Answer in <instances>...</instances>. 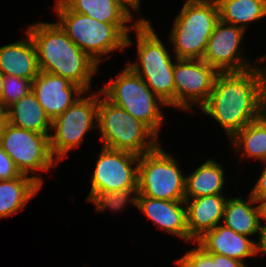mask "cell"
Wrapping results in <instances>:
<instances>
[{
    "label": "cell",
    "instance_id": "obj_1",
    "mask_svg": "<svg viewBox=\"0 0 266 267\" xmlns=\"http://www.w3.org/2000/svg\"><path fill=\"white\" fill-rule=\"evenodd\" d=\"M266 65L240 72H219L207 102L199 109L231 139L265 113Z\"/></svg>",
    "mask_w": 266,
    "mask_h": 267
},
{
    "label": "cell",
    "instance_id": "obj_2",
    "mask_svg": "<svg viewBox=\"0 0 266 267\" xmlns=\"http://www.w3.org/2000/svg\"><path fill=\"white\" fill-rule=\"evenodd\" d=\"M27 31L36 48L40 71L68 79L85 92L98 72V64L84 53L57 22H40L28 25Z\"/></svg>",
    "mask_w": 266,
    "mask_h": 267
},
{
    "label": "cell",
    "instance_id": "obj_3",
    "mask_svg": "<svg viewBox=\"0 0 266 267\" xmlns=\"http://www.w3.org/2000/svg\"><path fill=\"white\" fill-rule=\"evenodd\" d=\"M54 11L59 26L71 41L98 65L115 50L123 51L132 45L131 30L136 24L112 25L87 15L71 11L61 0H55ZM104 57V58H103Z\"/></svg>",
    "mask_w": 266,
    "mask_h": 267
},
{
    "label": "cell",
    "instance_id": "obj_4",
    "mask_svg": "<svg viewBox=\"0 0 266 267\" xmlns=\"http://www.w3.org/2000/svg\"><path fill=\"white\" fill-rule=\"evenodd\" d=\"M97 129L103 147L143 155L159 146V136L145 123L109 101L99 89Z\"/></svg>",
    "mask_w": 266,
    "mask_h": 267
},
{
    "label": "cell",
    "instance_id": "obj_5",
    "mask_svg": "<svg viewBox=\"0 0 266 267\" xmlns=\"http://www.w3.org/2000/svg\"><path fill=\"white\" fill-rule=\"evenodd\" d=\"M219 20L216 0H186L174 18L169 34L177 59H202Z\"/></svg>",
    "mask_w": 266,
    "mask_h": 267
},
{
    "label": "cell",
    "instance_id": "obj_6",
    "mask_svg": "<svg viewBox=\"0 0 266 267\" xmlns=\"http://www.w3.org/2000/svg\"><path fill=\"white\" fill-rule=\"evenodd\" d=\"M103 96L148 125L158 136L163 123L162 108L168 107L127 65L100 88Z\"/></svg>",
    "mask_w": 266,
    "mask_h": 267
},
{
    "label": "cell",
    "instance_id": "obj_7",
    "mask_svg": "<svg viewBox=\"0 0 266 267\" xmlns=\"http://www.w3.org/2000/svg\"><path fill=\"white\" fill-rule=\"evenodd\" d=\"M186 175L176 157L161 145L139 156L138 196L168 201H185Z\"/></svg>",
    "mask_w": 266,
    "mask_h": 267
},
{
    "label": "cell",
    "instance_id": "obj_8",
    "mask_svg": "<svg viewBox=\"0 0 266 267\" xmlns=\"http://www.w3.org/2000/svg\"><path fill=\"white\" fill-rule=\"evenodd\" d=\"M98 102L99 91L92 95L87 91L51 121L50 149L59 163L82 145L85 134L97 130Z\"/></svg>",
    "mask_w": 266,
    "mask_h": 267
},
{
    "label": "cell",
    "instance_id": "obj_9",
    "mask_svg": "<svg viewBox=\"0 0 266 267\" xmlns=\"http://www.w3.org/2000/svg\"><path fill=\"white\" fill-rule=\"evenodd\" d=\"M0 145L12 158L21 174L28 175L43 186L36 172H48L59 162L50 149L49 136L16 127L8 122L0 128ZM30 174V175H29Z\"/></svg>",
    "mask_w": 266,
    "mask_h": 267
},
{
    "label": "cell",
    "instance_id": "obj_10",
    "mask_svg": "<svg viewBox=\"0 0 266 267\" xmlns=\"http://www.w3.org/2000/svg\"><path fill=\"white\" fill-rule=\"evenodd\" d=\"M218 73L202 59H176L175 108L184 112H193V107L200 109L207 102Z\"/></svg>",
    "mask_w": 266,
    "mask_h": 267
},
{
    "label": "cell",
    "instance_id": "obj_11",
    "mask_svg": "<svg viewBox=\"0 0 266 267\" xmlns=\"http://www.w3.org/2000/svg\"><path fill=\"white\" fill-rule=\"evenodd\" d=\"M245 30L220 19L208 40L202 60L218 72H240L264 64L263 55L251 63L242 51ZM241 45V46H240ZM241 47V48H240Z\"/></svg>",
    "mask_w": 266,
    "mask_h": 267
},
{
    "label": "cell",
    "instance_id": "obj_12",
    "mask_svg": "<svg viewBox=\"0 0 266 267\" xmlns=\"http://www.w3.org/2000/svg\"><path fill=\"white\" fill-rule=\"evenodd\" d=\"M138 164L139 155L102 146L89 193L138 188Z\"/></svg>",
    "mask_w": 266,
    "mask_h": 267
},
{
    "label": "cell",
    "instance_id": "obj_13",
    "mask_svg": "<svg viewBox=\"0 0 266 267\" xmlns=\"http://www.w3.org/2000/svg\"><path fill=\"white\" fill-rule=\"evenodd\" d=\"M32 92L51 121L85 93L68 79L43 71L32 81Z\"/></svg>",
    "mask_w": 266,
    "mask_h": 267
},
{
    "label": "cell",
    "instance_id": "obj_14",
    "mask_svg": "<svg viewBox=\"0 0 266 267\" xmlns=\"http://www.w3.org/2000/svg\"><path fill=\"white\" fill-rule=\"evenodd\" d=\"M132 31L136 35L137 61L126 63L131 70L174 69L177 58L167 50L150 20L141 19Z\"/></svg>",
    "mask_w": 266,
    "mask_h": 267
},
{
    "label": "cell",
    "instance_id": "obj_15",
    "mask_svg": "<svg viewBox=\"0 0 266 267\" xmlns=\"http://www.w3.org/2000/svg\"><path fill=\"white\" fill-rule=\"evenodd\" d=\"M142 214L169 235L189 242L185 201H168L138 196L137 207Z\"/></svg>",
    "mask_w": 266,
    "mask_h": 267
},
{
    "label": "cell",
    "instance_id": "obj_16",
    "mask_svg": "<svg viewBox=\"0 0 266 267\" xmlns=\"http://www.w3.org/2000/svg\"><path fill=\"white\" fill-rule=\"evenodd\" d=\"M208 253H216L243 262L256 256L255 240L238 234L232 229L218 224L214 229L206 231L195 241Z\"/></svg>",
    "mask_w": 266,
    "mask_h": 267
},
{
    "label": "cell",
    "instance_id": "obj_17",
    "mask_svg": "<svg viewBox=\"0 0 266 267\" xmlns=\"http://www.w3.org/2000/svg\"><path fill=\"white\" fill-rule=\"evenodd\" d=\"M227 199L225 194L185 198L189 242L194 243L206 231L222 223Z\"/></svg>",
    "mask_w": 266,
    "mask_h": 267
},
{
    "label": "cell",
    "instance_id": "obj_18",
    "mask_svg": "<svg viewBox=\"0 0 266 267\" xmlns=\"http://www.w3.org/2000/svg\"><path fill=\"white\" fill-rule=\"evenodd\" d=\"M23 39L0 47V71L30 82L39 74L37 53L30 34Z\"/></svg>",
    "mask_w": 266,
    "mask_h": 267
},
{
    "label": "cell",
    "instance_id": "obj_19",
    "mask_svg": "<svg viewBox=\"0 0 266 267\" xmlns=\"http://www.w3.org/2000/svg\"><path fill=\"white\" fill-rule=\"evenodd\" d=\"M247 200L228 197L222 225L238 234L252 238L258 236L263 219V207L249 194Z\"/></svg>",
    "mask_w": 266,
    "mask_h": 267
},
{
    "label": "cell",
    "instance_id": "obj_20",
    "mask_svg": "<svg viewBox=\"0 0 266 267\" xmlns=\"http://www.w3.org/2000/svg\"><path fill=\"white\" fill-rule=\"evenodd\" d=\"M71 11L94 18L100 22L112 25L137 24L141 17L125 5L121 0H61ZM135 21V22H134ZM134 22V23H133ZM129 23V24H128Z\"/></svg>",
    "mask_w": 266,
    "mask_h": 267
},
{
    "label": "cell",
    "instance_id": "obj_21",
    "mask_svg": "<svg viewBox=\"0 0 266 267\" xmlns=\"http://www.w3.org/2000/svg\"><path fill=\"white\" fill-rule=\"evenodd\" d=\"M224 166L214 159L205 160L191 174L186 175L185 198H197L215 194H226Z\"/></svg>",
    "mask_w": 266,
    "mask_h": 267
},
{
    "label": "cell",
    "instance_id": "obj_22",
    "mask_svg": "<svg viewBox=\"0 0 266 267\" xmlns=\"http://www.w3.org/2000/svg\"><path fill=\"white\" fill-rule=\"evenodd\" d=\"M7 122L26 130L50 135L51 120L32 90L7 108Z\"/></svg>",
    "mask_w": 266,
    "mask_h": 267
},
{
    "label": "cell",
    "instance_id": "obj_23",
    "mask_svg": "<svg viewBox=\"0 0 266 267\" xmlns=\"http://www.w3.org/2000/svg\"><path fill=\"white\" fill-rule=\"evenodd\" d=\"M41 188L37 181L24 174L12 180H0V219L24 209Z\"/></svg>",
    "mask_w": 266,
    "mask_h": 267
},
{
    "label": "cell",
    "instance_id": "obj_24",
    "mask_svg": "<svg viewBox=\"0 0 266 267\" xmlns=\"http://www.w3.org/2000/svg\"><path fill=\"white\" fill-rule=\"evenodd\" d=\"M230 141L234 154L240 152V159L266 162V114L245 125Z\"/></svg>",
    "mask_w": 266,
    "mask_h": 267
},
{
    "label": "cell",
    "instance_id": "obj_25",
    "mask_svg": "<svg viewBox=\"0 0 266 267\" xmlns=\"http://www.w3.org/2000/svg\"><path fill=\"white\" fill-rule=\"evenodd\" d=\"M219 19L244 29L266 17V0H216Z\"/></svg>",
    "mask_w": 266,
    "mask_h": 267
},
{
    "label": "cell",
    "instance_id": "obj_26",
    "mask_svg": "<svg viewBox=\"0 0 266 267\" xmlns=\"http://www.w3.org/2000/svg\"><path fill=\"white\" fill-rule=\"evenodd\" d=\"M168 107L175 108V83L173 69L132 70Z\"/></svg>",
    "mask_w": 266,
    "mask_h": 267
},
{
    "label": "cell",
    "instance_id": "obj_27",
    "mask_svg": "<svg viewBox=\"0 0 266 267\" xmlns=\"http://www.w3.org/2000/svg\"><path fill=\"white\" fill-rule=\"evenodd\" d=\"M138 194V188H128L124 190L89 193L86 200L94 205L96 212H104L107 209L117 213L124 211L125 207L130 204L137 207Z\"/></svg>",
    "mask_w": 266,
    "mask_h": 267
},
{
    "label": "cell",
    "instance_id": "obj_28",
    "mask_svg": "<svg viewBox=\"0 0 266 267\" xmlns=\"http://www.w3.org/2000/svg\"><path fill=\"white\" fill-rule=\"evenodd\" d=\"M32 90V82L13 75H4L1 102L8 108Z\"/></svg>",
    "mask_w": 266,
    "mask_h": 267
},
{
    "label": "cell",
    "instance_id": "obj_29",
    "mask_svg": "<svg viewBox=\"0 0 266 267\" xmlns=\"http://www.w3.org/2000/svg\"><path fill=\"white\" fill-rule=\"evenodd\" d=\"M196 244V245H195ZM195 248L187 251L181 258L174 262L177 267H216L213 262V253L206 252L201 246L194 242Z\"/></svg>",
    "mask_w": 266,
    "mask_h": 267
},
{
    "label": "cell",
    "instance_id": "obj_30",
    "mask_svg": "<svg viewBox=\"0 0 266 267\" xmlns=\"http://www.w3.org/2000/svg\"><path fill=\"white\" fill-rule=\"evenodd\" d=\"M21 175L12 158L0 145V180H12Z\"/></svg>",
    "mask_w": 266,
    "mask_h": 267
},
{
    "label": "cell",
    "instance_id": "obj_31",
    "mask_svg": "<svg viewBox=\"0 0 266 267\" xmlns=\"http://www.w3.org/2000/svg\"><path fill=\"white\" fill-rule=\"evenodd\" d=\"M262 164H264L263 171L249 194L263 207L266 204V162Z\"/></svg>",
    "mask_w": 266,
    "mask_h": 267
},
{
    "label": "cell",
    "instance_id": "obj_32",
    "mask_svg": "<svg viewBox=\"0 0 266 267\" xmlns=\"http://www.w3.org/2000/svg\"><path fill=\"white\" fill-rule=\"evenodd\" d=\"M213 262H216V267H247L239 260L216 253H213Z\"/></svg>",
    "mask_w": 266,
    "mask_h": 267
},
{
    "label": "cell",
    "instance_id": "obj_33",
    "mask_svg": "<svg viewBox=\"0 0 266 267\" xmlns=\"http://www.w3.org/2000/svg\"><path fill=\"white\" fill-rule=\"evenodd\" d=\"M262 222L265 224L262 225ZM260 225V230L258 233V242H255L256 245V255L259 254L266 255V219L263 217Z\"/></svg>",
    "mask_w": 266,
    "mask_h": 267
},
{
    "label": "cell",
    "instance_id": "obj_34",
    "mask_svg": "<svg viewBox=\"0 0 266 267\" xmlns=\"http://www.w3.org/2000/svg\"><path fill=\"white\" fill-rule=\"evenodd\" d=\"M125 5H127L133 12L137 14L141 10V1L140 0H121Z\"/></svg>",
    "mask_w": 266,
    "mask_h": 267
},
{
    "label": "cell",
    "instance_id": "obj_35",
    "mask_svg": "<svg viewBox=\"0 0 266 267\" xmlns=\"http://www.w3.org/2000/svg\"><path fill=\"white\" fill-rule=\"evenodd\" d=\"M7 108L0 101V128L7 122Z\"/></svg>",
    "mask_w": 266,
    "mask_h": 267
},
{
    "label": "cell",
    "instance_id": "obj_36",
    "mask_svg": "<svg viewBox=\"0 0 266 267\" xmlns=\"http://www.w3.org/2000/svg\"><path fill=\"white\" fill-rule=\"evenodd\" d=\"M4 74L0 71V101L3 93Z\"/></svg>",
    "mask_w": 266,
    "mask_h": 267
},
{
    "label": "cell",
    "instance_id": "obj_37",
    "mask_svg": "<svg viewBox=\"0 0 266 267\" xmlns=\"http://www.w3.org/2000/svg\"><path fill=\"white\" fill-rule=\"evenodd\" d=\"M263 217L266 219V204L263 206Z\"/></svg>",
    "mask_w": 266,
    "mask_h": 267
},
{
    "label": "cell",
    "instance_id": "obj_38",
    "mask_svg": "<svg viewBox=\"0 0 266 267\" xmlns=\"http://www.w3.org/2000/svg\"><path fill=\"white\" fill-rule=\"evenodd\" d=\"M263 60H264V62L266 64V55H263Z\"/></svg>",
    "mask_w": 266,
    "mask_h": 267
}]
</instances>
